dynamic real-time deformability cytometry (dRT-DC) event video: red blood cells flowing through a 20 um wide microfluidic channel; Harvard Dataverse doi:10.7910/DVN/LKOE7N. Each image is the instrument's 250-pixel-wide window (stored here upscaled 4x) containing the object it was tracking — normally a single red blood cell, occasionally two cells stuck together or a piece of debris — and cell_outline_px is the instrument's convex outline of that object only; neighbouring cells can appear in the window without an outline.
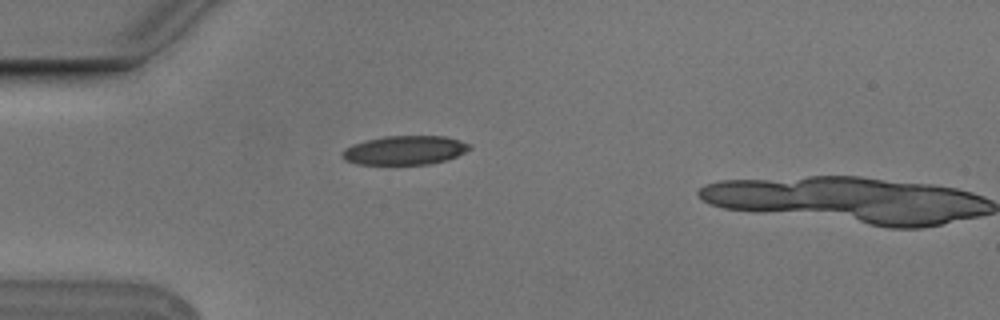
{"species": "Egyptian fruit bat (a non-hibernating species)", "species_latin": "Rousettus aegyptiacus", "temperature_condition": "cold", "stored_images_in_passage": 2, "camera_frame_rate_fps": 3000, "um_per_image_px": 0.085, "animal": {"sex": "male"}, "frame": {"image": 1, "passage_image": 1, "time_ms": 0.0, "image_size_px": [1000, 320], "cell_outline_px": [[472, 148], [456, 156], [444, 160], [428, 164], [356, 164], [344, 160], [340, 156], [340, 152], [344, 148], [352, 144], [364, 140], [384, 136], [444, 136], [472, 144]], "centroid_in_image_um": [34.34, 12.76], "position_along_channel_um": 50.7, "area_um2": 21.62}}